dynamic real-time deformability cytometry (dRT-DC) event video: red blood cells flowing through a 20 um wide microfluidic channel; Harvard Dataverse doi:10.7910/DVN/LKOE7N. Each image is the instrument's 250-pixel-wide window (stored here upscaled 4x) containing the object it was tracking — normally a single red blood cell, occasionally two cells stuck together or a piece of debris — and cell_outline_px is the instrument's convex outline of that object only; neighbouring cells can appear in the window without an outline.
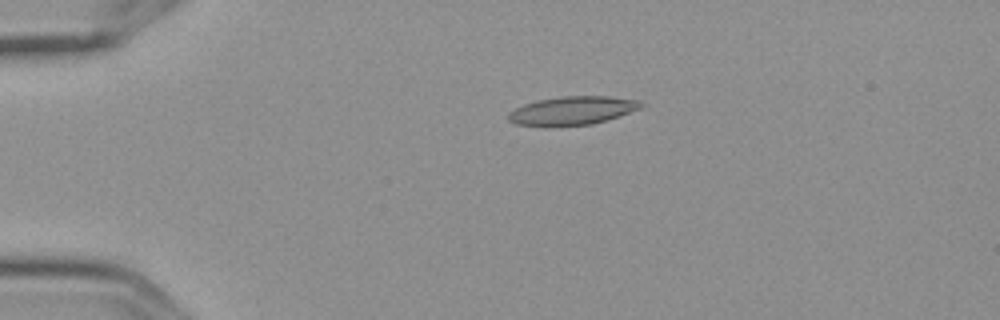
{"species": "Egyptian fruit bat (a non-hibernating species)", "species_latin": "Rousettus aegyptiacus", "temperature_condition": "cold", "stored_images_in_passage": 5, "camera_frame_rate_fps": 3000, "um_per_image_px": 0.085, "frame": {"image": 1, "passage_image": 3, "time_ms": 0.667, "image_size_px": [1000, 320], "cell_outline_px": [[644, 104], [640, 108], [592, 124], [516, 124], [508, 120], [508, 112], [524, 104], [536, 100], [560, 96], [608, 96], [640, 100]], "centroid_in_image_um": [48.65, 9.35], "position_along_channel_um": 36.3, "area_um2": 21.21}}
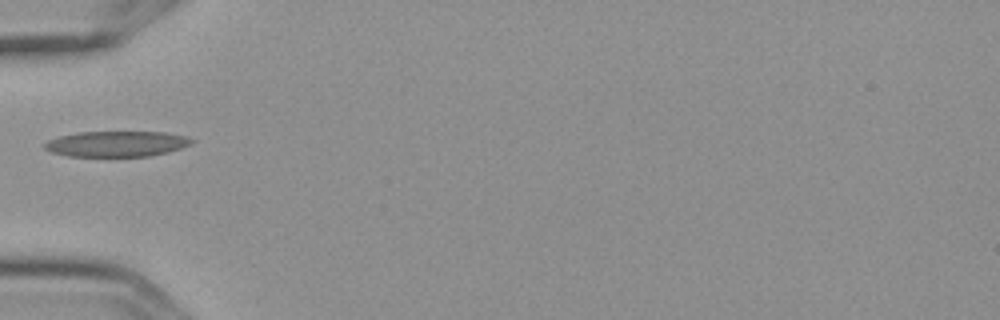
{"frame": {"image": 2, "passage_image": 5, "time_ms": 1.333, "image_size_px": [1000, 320], "cell_outline_px": [[196, 140], [180, 148], [168, 152], [148, 156], [68, 156], [52, 152], [44, 148], [44, 144], [48, 140], [60, 136], [76, 132], [164, 132], [184, 136]], "centroid_in_image_um": [9.88, 12.22], "position_along_channel_um": 75.1, "area_um2": 21.73}}